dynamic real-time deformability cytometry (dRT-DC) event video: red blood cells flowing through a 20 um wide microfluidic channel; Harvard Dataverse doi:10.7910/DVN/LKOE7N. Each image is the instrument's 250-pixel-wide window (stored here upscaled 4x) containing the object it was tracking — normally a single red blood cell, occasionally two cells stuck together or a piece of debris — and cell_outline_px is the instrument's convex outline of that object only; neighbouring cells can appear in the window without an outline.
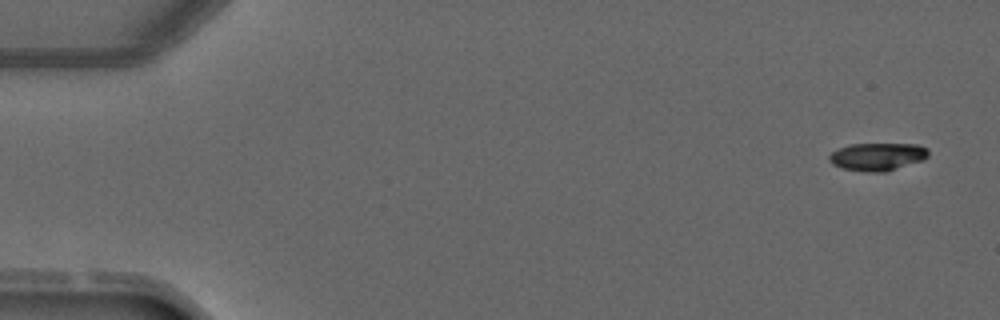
{"species": "common noctule bat (a hibernating species)", "species_latin": "Nyctalus noctula", "temperature_condition": "warm", "stored_images_in_passage": 3, "camera_frame_rate_fps": 3000, "um_per_image_px": 0.085, "animal": {"sex": "male", "forearm_length_mm": 52.5}, "frame": {"image": 1, "passage_image": 1, "time_ms": 0.0, "image_size_px": [1000, 320], "cell_outline_px": [[928, 156], [924, 160], [888, 172], [864, 172], [844, 168], [832, 164], [828, 160], [828, 156], [832, 152], [848, 144], [920, 144], [928, 148]], "centroid_in_image_um": [74.62, 13.32], "position_along_channel_um": 10.4, "area_um2": 16.3}}